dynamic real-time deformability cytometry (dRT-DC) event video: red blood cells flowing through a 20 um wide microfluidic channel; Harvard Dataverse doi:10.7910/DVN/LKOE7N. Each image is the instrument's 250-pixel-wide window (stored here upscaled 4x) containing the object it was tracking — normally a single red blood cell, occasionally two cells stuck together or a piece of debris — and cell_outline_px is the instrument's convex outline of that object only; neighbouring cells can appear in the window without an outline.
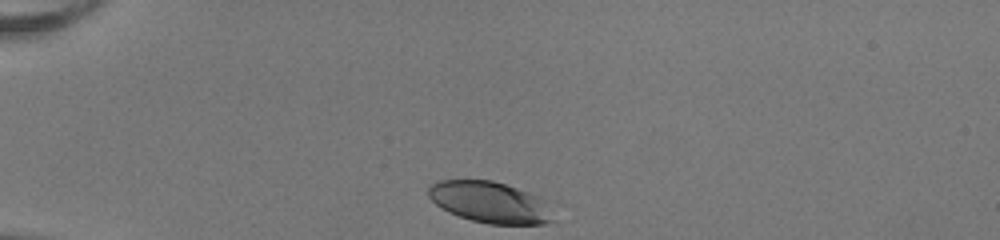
{"species": "human", "species_latin": "Homo sapiens", "temperature_condition": "room temperature", "stored_images_in_passage": 32, "camera_frame_rate_fps": 3000, "um_per_image_px": 0.085, "donor": {"sex": "female"}, "frame": {"image": 1, "passage_image": 1, "time_ms": 0.0, "image_size_px": [1000, 240], "cell_outline_px": [[552, 220], [544, 224], [488, 224], [472, 220], [448, 212], [440, 208], [428, 196], [428, 184], [440, 180], [492, 180], [528, 192], [536, 196], [540, 200]], "centroid_in_image_um": [41.5, 17.18], "position_along_channel_um": 43.5, "area_um2": 29.3}}
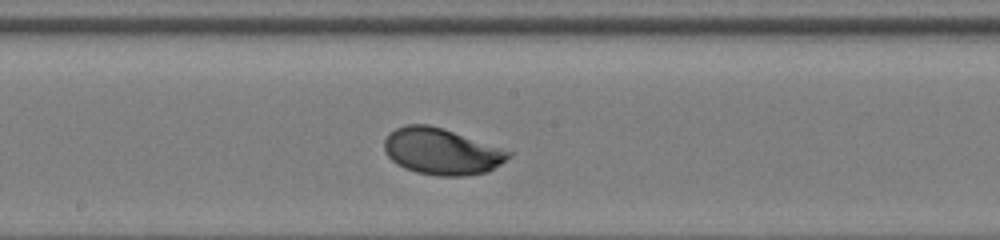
{"frame": {"image": 2, "passage_image": 17, "time_ms": 5.333, "image_size_px": [1000, 240], "cell_outline_px": [[516, 152], [512, 156], [488, 172], [464, 176], [440, 176], [416, 172], [404, 168], [396, 164], [384, 152], [384, 140], [388, 132], [404, 124], [428, 124], [444, 128]], "centroid_in_image_um": [37.55, 12.86], "position_along_channel_um": 210.6, "area_um2": 34.16}}
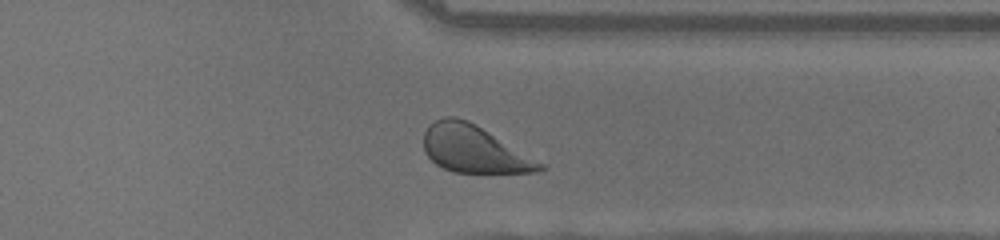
{"frame": {"image": 3, "passage_image": 29, "time_ms": 9.333, "image_size_px": [1000, 240], "cell_outline_px": [[548, 168], [540, 172], [452, 172], [436, 164], [424, 152], [424, 132], [428, 124], [444, 116], [456, 116], [468, 120], [476, 124], [548, 164]], "centroid_in_image_um": [40.35, 12.66], "position_along_channel_um": 371.1, "area_um2": 32.48}, "authors_computed_cell_mechanics": {"area_um2": 32.6859, "velocity_mm_per_s": 4.0117, "shape_relaxation_time_tau1_ms": 1.2975, "shape_relaxation_time_tau2_ms": null, "deformation_change_tau1": 0.1184, "deformation_change_tau2": null}}